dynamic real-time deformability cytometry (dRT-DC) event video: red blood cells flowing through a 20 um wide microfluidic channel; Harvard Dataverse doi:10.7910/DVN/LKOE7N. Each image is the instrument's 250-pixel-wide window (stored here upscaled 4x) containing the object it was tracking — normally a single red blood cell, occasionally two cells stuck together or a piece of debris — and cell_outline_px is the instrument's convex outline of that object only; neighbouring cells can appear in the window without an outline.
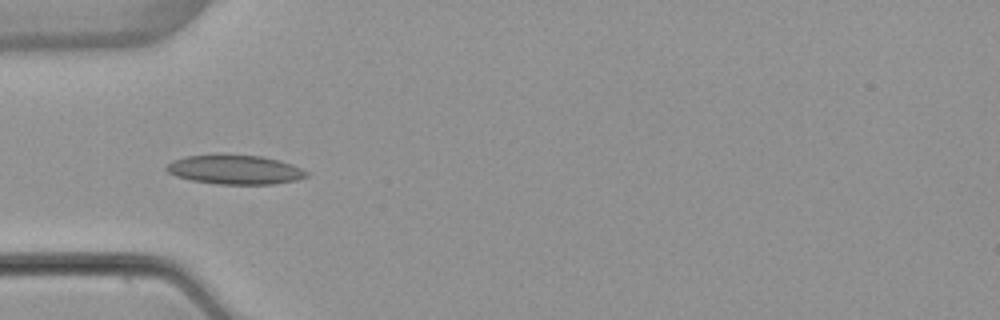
{"species": "common noctule bat (a hibernating species)", "species_latin": "Nyctalus noctula", "temperature_condition": "warm", "stored_images_in_passage": 7, "camera_frame_rate_fps": 3000, "um_per_image_px": 0.085, "animal": {"sex": "female", "body_mass_g": 22.7, "forearm_length_mm": 54.2}, "frame": {"image": 1, "passage_image": 5, "time_ms": 5.0, "image_size_px": [1000, 320], "cell_outline_px": [[308, 176], [296, 180], [272, 184], [216, 184], [192, 180], [176, 176], [168, 172], [164, 168], [172, 160], [184, 156], [264, 156], [280, 160], [292, 164], [308, 172]], "centroid_in_image_um": [19.98, 14.44], "position_along_channel_um": 65.0, "area_um2": 23.47}}
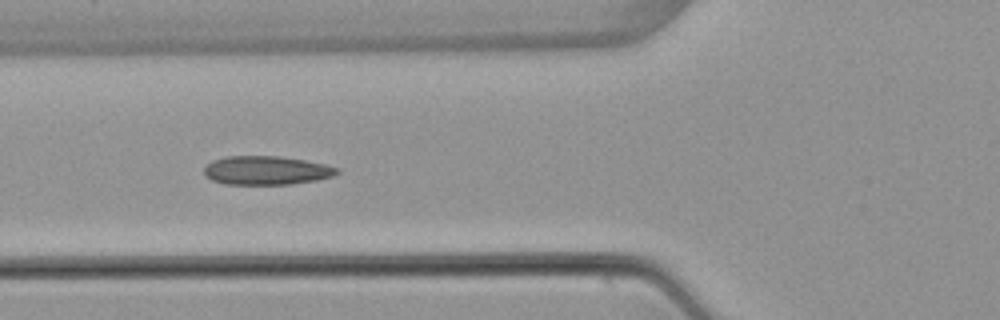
{"frame": {"image": 2, "passage_image": 6, "time_ms": 6.0, "image_size_px": [1000, 320], "cell_outline_px": [[340, 172], [332, 176], [316, 180], [288, 184], [224, 184], [212, 180], [204, 176], [204, 168], [212, 160], [224, 156], [280, 156], [304, 160], [324, 164], [340, 168]], "centroid_in_image_um": [22.62, 14.48], "position_along_channel_um": 103.2, "area_um2": 22.31}}
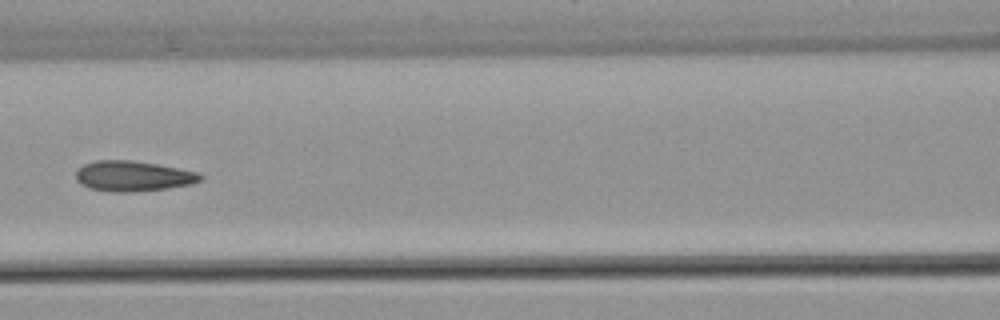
{"frame": {"image": 3, "passage_image": 7, "time_ms": 7.333, "image_size_px": [1000, 320], "cell_outline_px": [[204, 176], [200, 180], [192, 184], [168, 188], [132, 192], [108, 192], [88, 188], [80, 184], [76, 180], [76, 168], [84, 164], [96, 160], [132, 160], [156, 164], [196, 172]], "centroid_in_image_um": [11.24, 14.97], "position_along_channel_um": 155.4, "area_um2": 22.14}}